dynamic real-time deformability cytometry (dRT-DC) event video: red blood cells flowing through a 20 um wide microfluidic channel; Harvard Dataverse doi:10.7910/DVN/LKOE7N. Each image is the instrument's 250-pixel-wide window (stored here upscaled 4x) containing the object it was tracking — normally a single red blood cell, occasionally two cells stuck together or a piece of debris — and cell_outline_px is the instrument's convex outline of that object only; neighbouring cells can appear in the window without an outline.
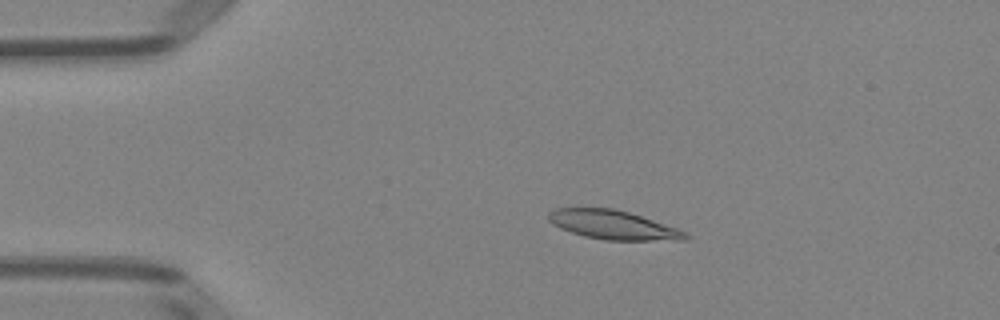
{"species": "Egyptian fruit bat (a non-hibernating species)", "species_latin": "Rousettus aegyptiacus", "temperature_condition": "room temperature", "stored_images_in_passage": 4, "camera_frame_rate_fps": 3000, "um_per_image_px": 0.085, "animal": {"sex": "female"}, "frame": {"image": 1, "passage_image": 3, "time_ms": 2.667, "image_size_px": [1000, 320], "cell_outline_px": [[688, 240], [604, 240], [584, 236], [560, 228], [552, 224], [548, 220], [548, 212], [556, 208], [612, 208], [628, 212], [688, 232]], "centroid_in_image_um": [52.09, 19.12], "position_along_channel_um": 32.9, "area_um2": 22.95}}